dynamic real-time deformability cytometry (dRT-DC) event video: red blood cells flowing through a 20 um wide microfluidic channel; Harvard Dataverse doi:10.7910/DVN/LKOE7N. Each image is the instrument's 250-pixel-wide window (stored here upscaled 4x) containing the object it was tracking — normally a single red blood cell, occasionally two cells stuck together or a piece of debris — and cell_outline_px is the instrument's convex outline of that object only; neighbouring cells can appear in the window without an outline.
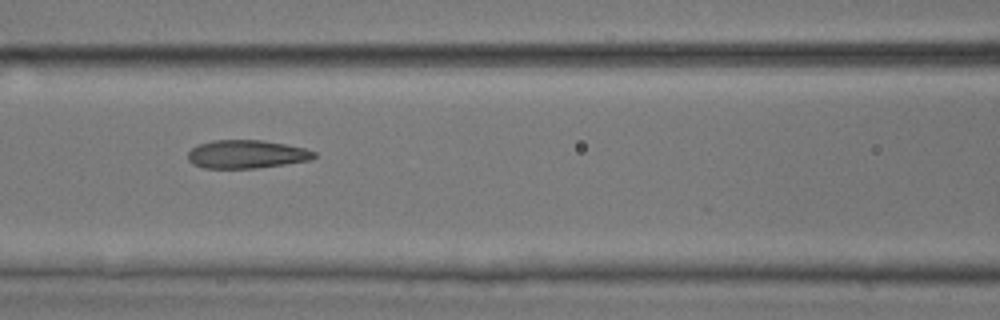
{"species": "common noctule bat (a hibernating species)", "species_latin": "Nyctalus noctula", "temperature_condition": "room temperature", "stored_images_in_passage": 27, "camera_frame_rate_fps": 3000, "um_per_image_px": 0.085, "animal": {"sex": "male", "body_mass_g": 17.9, "forearm_length_mm": 54.2}, "frame": {"image": 1, "passage_image": 22, "time_ms": 7.0, "image_size_px": [1000, 320], "cell_outline_px": [[316, 156], [312, 160], [256, 168], [204, 168], [192, 164], [188, 160], [188, 152], [192, 148], [200, 144], [212, 140], [260, 140], [284, 144], [304, 148], [316, 152]], "centroid_in_image_um": [20.95, 13.11], "position_along_channel_um": 145.7, "area_um2": 20.75}}